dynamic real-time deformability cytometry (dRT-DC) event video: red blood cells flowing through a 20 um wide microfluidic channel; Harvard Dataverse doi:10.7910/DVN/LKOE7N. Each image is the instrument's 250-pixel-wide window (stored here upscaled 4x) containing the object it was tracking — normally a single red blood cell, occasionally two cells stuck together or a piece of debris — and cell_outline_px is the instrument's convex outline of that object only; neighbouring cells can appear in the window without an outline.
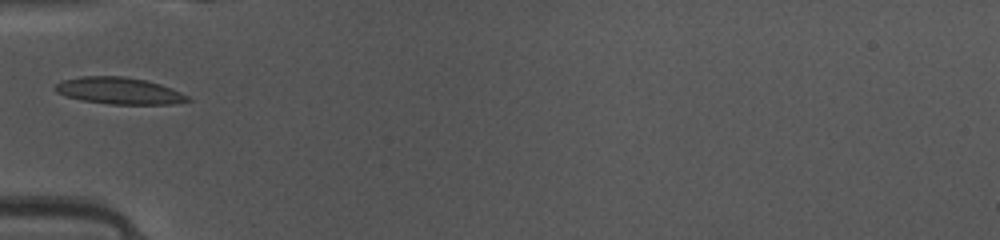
{"species": "common noctule bat (a hibernating species)", "species_latin": "Nyctalus noctula", "temperature_condition": "warm", "stored_images_in_passage": 33, "camera_frame_rate_fps": 3000, "um_per_image_px": 0.085, "animal": {"sex": "female", "body_mass_g": 10.0, "forearm_length_mm": 53.1}, "frame": {"image": 1, "passage_image": 1, "time_ms": 0.0, "image_size_px": [1000, 240], "cell_outline_px": [[192, 100], [172, 104], [108, 104], [80, 100], [56, 92], [56, 84], [64, 80], [80, 76], [124, 76], [144, 80], [160, 84], [180, 92], [188, 96]], "centroid_in_image_um": [10.13, 7.72], "position_along_channel_um": 74.9, "area_um2": 20.46}}
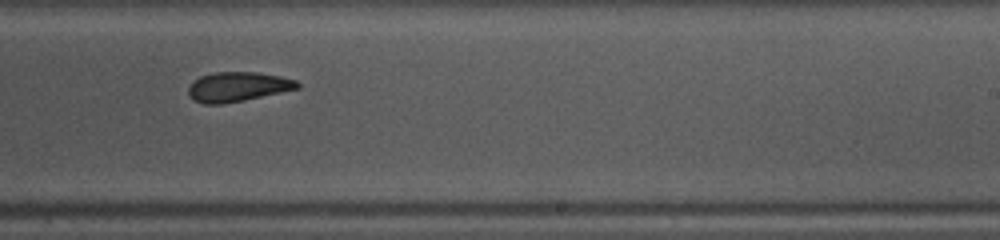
{"frame": {"image": 2, "passage_image": 15, "time_ms": 4.667, "image_size_px": [1000, 240], "cell_outline_px": [[300, 88], [244, 100], [220, 104], [204, 104], [192, 100], [188, 96], [188, 88], [200, 76], [216, 72], [256, 72], [280, 76], [296, 80], [300, 84]], "centroid_in_image_um": [20.2, 7.38], "position_along_channel_um": 268.8, "area_um2": 18.73}}
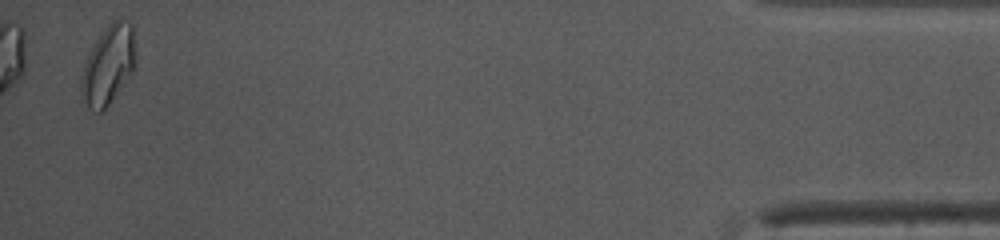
{"frame": {"image": 3, "passage_image": 32, "time_ms": 10.333, "image_size_px": [1000, 240], "cell_outline_px": [[136, 68], [108, 104], [100, 112], [96, 112], [88, 108], [80, 100], [80, 80], [84, 64], [96, 40], [108, 24], [112, 20], [120, 16], [132, 24], [136, 56]], "centroid_in_image_um": [9.2, 5.51], "position_along_channel_um": 426.0, "area_um2": 25.32}, "authors_computed_cell_mechanics": {"area_um2": 19.5364, "velocity_mm_per_s": 4.1355, "shape_relaxation_time_tau1_ms": 3.756, "shape_relaxation_time_tau2_ms": 2.624, "deformation_change_tau1": 0.1357, "deformation_change_tau2": 0.0831}}